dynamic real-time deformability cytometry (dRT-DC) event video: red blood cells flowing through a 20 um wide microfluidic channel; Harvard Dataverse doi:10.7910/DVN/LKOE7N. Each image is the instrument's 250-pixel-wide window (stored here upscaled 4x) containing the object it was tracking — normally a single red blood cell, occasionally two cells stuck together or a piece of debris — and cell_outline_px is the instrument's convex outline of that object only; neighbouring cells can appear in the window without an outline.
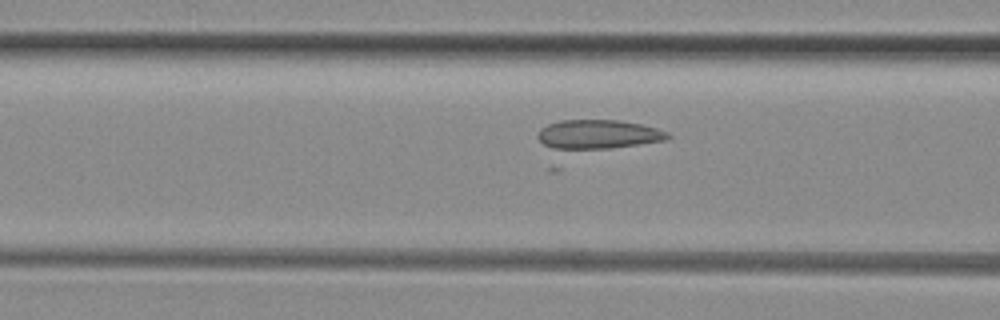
{"species": "common noctule bat (a hibernating species)", "species_latin": "Nyctalus noctula", "temperature_condition": "room temperature", "stored_images_in_passage": 39, "camera_frame_rate_fps": 3000, "um_per_image_px": 0.085, "animal": {"sex": "female", "body_mass_g": 29.2, "forearm_length_mm": 56.3}, "frame": {"image": 1, "passage_image": 8, "time_ms": 2.333, "image_size_px": [1000, 320], "cell_outline_px": [[672, 136], [668, 140], [608, 148], [560, 152], [544, 144], [536, 136], [540, 128], [548, 124], [560, 120], [620, 120], [640, 124], [656, 128], [668, 132]], "centroid_in_image_um": [50.78, 11.45], "position_along_channel_um": 115.8, "area_um2": 22.6}}
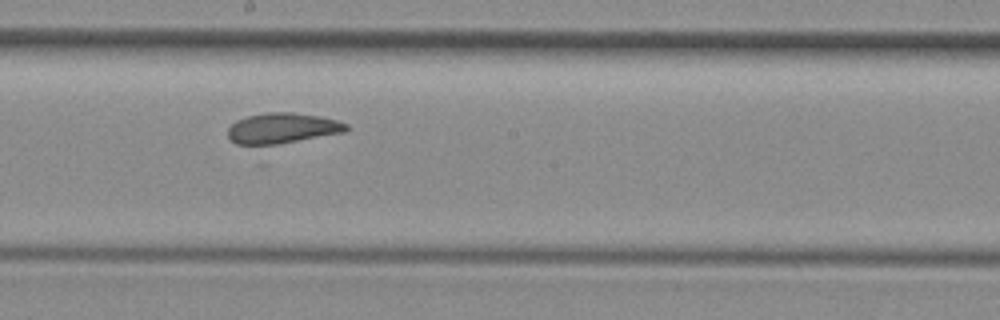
{"frame": {"image": 2, "passage_image": 16, "time_ms": 5.0, "image_size_px": [1000, 320], "cell_outline_px": [[348, 128], [344, 132], [264, 148], [256, 148], [236, 144], [228, 136], [228, 128], [236, 120], [248, 116], [268, 112], [292, 112], [320, 116], [336, 120], [348, 124]], "centroid_in_image_um": [23.94, 10.95], "position_along_channel_um": 224.3, "area_um2": 21.85}}
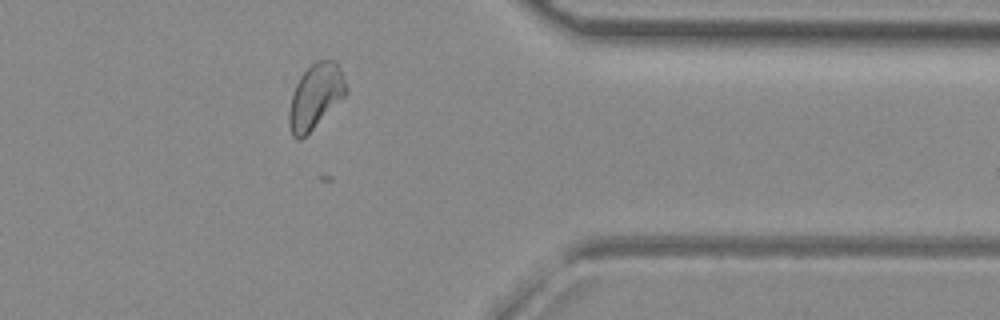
{"frame": {"image": 3, "passage_image": 29, "time_ms": 9.333, "image_size_px": [1000, 320], "cell_outline_px": [[348, 92], [300, 140], [296, 140], [292, 136], [288, 124], [288, 112], [292, 96], [296, 84], [300, 76], [316, 60], [336, 60], [340, 68], [348, 88]], "centroid_in_image_um": [26.8, 8.17], "position_along_channel_um": 384.6, "area_um2": 21.21}}